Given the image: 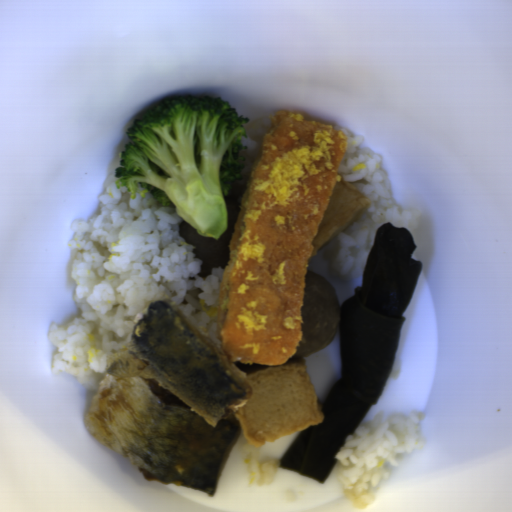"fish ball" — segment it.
Wrapping results in <instances>:
<instances>
[{"mask_svg": "<svg viewBox=\"0 0 512 512\" xmlns=\"http://www.w3.org/2000/svg\"><path fill=\"white\" fill-rule=\"evenodd\" d=\"M245 376L253 394L234 414L250 444L262 446L323 421V407L304 359H290Z\"/></svg>", "mask_w": 512, "mask_h": 512, "instance_id": "obj_1", "label": "fish ball"}, {"mask_svg": "<svg viewBox=\"0 0 512 512\" xmlns=\"http://www.w3.org/2000/svg\"><path fill=\"white\" fill-rule=\"evenodd\" d=\"M370 205L365 194L343 179L334 184L311 242L310 258L316 256L323 244L354 223Z\"/></svg>", "mask_w": 512, "mask_h": 512, "instance_id": "obj_2", "label": "fish ball"}]
</instances>
